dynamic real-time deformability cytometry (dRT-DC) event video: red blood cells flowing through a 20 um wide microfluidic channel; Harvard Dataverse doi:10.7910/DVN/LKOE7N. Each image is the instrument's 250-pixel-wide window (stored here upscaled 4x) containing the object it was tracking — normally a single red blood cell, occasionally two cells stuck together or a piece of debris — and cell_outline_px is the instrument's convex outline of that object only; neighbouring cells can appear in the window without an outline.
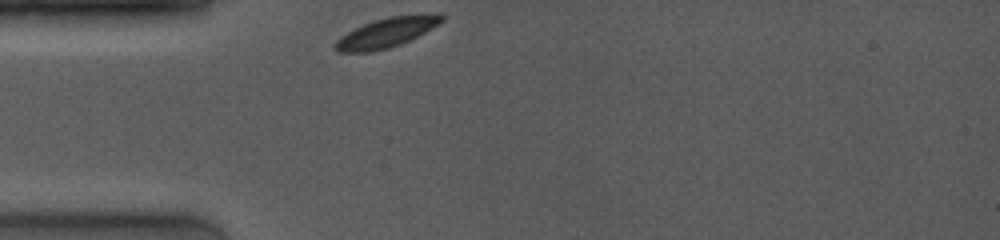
{"species": "common noctule bat (a hibernating species)", "species_latin": "Nyctalus noctula", "temperature_condition": "room temperature", "stored_images_in_passage": 5, "camera_frame_rate_fps": 4000, "um_per_image_px": 0.085, "animal": {"sex": "female", "body_mass_g": 19.0, "forearm_length_mm": 53.3}, "frame": {"image": 1, "passage_image": 1, "time_ms": 0.0, "image_size_px": [1000, 240], "cell_outline_px": [[444, 20], [424, 32], [400, 44], [388, 48], [372, 52], [340, 52], [332, 48], [332, 44], [340, 36], [364, 24], [376, 20], [392, 16], [436, 12], [440, 12], [444, 16]], "centroid_in_image_um": [32.85, 2.76], "position_along_channel_um": 52.2, "area_um2": 18.32}}